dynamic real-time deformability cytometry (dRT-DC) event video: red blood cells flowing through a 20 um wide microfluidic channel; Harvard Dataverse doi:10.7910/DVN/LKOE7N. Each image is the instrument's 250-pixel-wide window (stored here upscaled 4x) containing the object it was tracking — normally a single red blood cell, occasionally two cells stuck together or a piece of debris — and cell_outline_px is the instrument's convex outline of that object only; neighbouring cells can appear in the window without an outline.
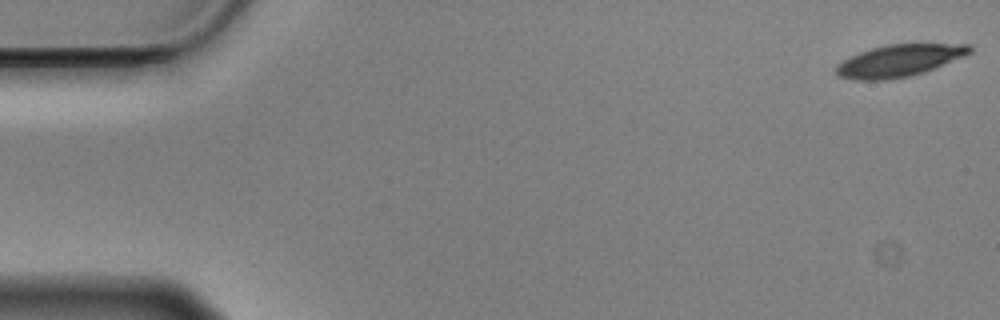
{"species": "Egyptian fruit bat (a non-hibernating species)", "species_latin": "Rousettus aegyptiacus", "temperature_condition": "cold", "stored_images_in_passage": 57, "camera_frame_rate_fps": 3000, "um_per_image_px": 0.085, "animal": {"sex": "male"}, "frame": {"image": 1, "passage_image": 1, "time_ms": 0.0, "image_size_px": [1000, 320], "cell_outline_px": [[972, 52], [964, 56], [924, 72], [912, 76], [888, 80], [856, 80], [840, 76], [836, 72], [836, 64], [860, 52], [872, 48], [888, 44], [972, 44]], "centroid_in_image_um": [76.45, 5.16], "position_along_channel_um": 8.5, "area_um2": 24.8}}
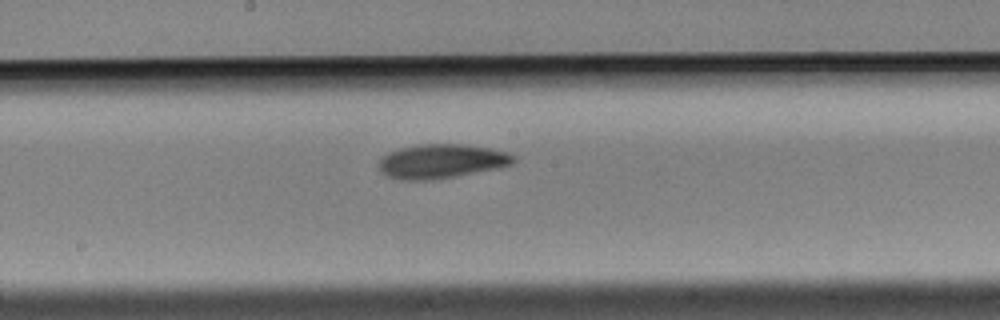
{"frame": {"image": 2, "passage_image": 30, "time_ms": 9.667, "image_size_px": [1000, 320], "cell_outline_px": [[516, 160], [512, 164], [500, 168], [456, 176], [432, 180], [400, 180], [388, 176], [380, 172], [380, 160], [388, 152], [400, 148], [420, 144], [460, 144], [492, 148], [508, 152], [516, 156]], "centroid_in_image_um": [37.57, 13.71], "position_along_channel_um": 210.6, "area_um2": 26.99}}
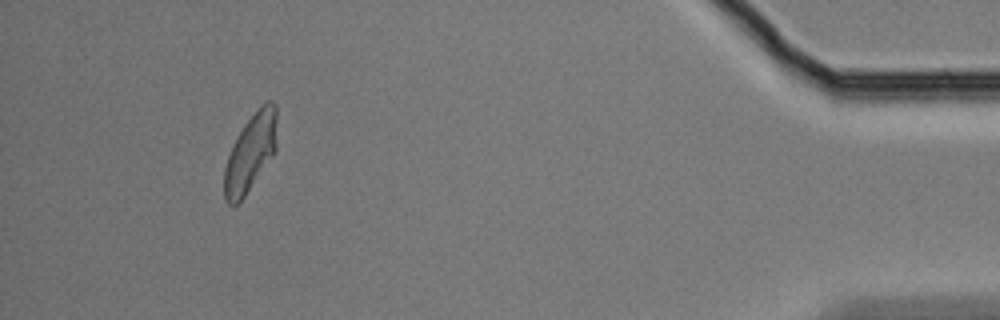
{"frame": {"image": 3, "passage_image": 53, "time_ms": 17.333, "image_size_px": [1000, 320], "cell_outline_px": [[276, 152], [244, 196], [236, 204], [228, 204], [224, 200], [224, 168], [232, 144], [244, 124], [260, 104], [268, 100], [272, 100], [276, 104]], "centroid_in_image_um": [21.3, 12.94], "position_along_channel_um": 413.9, "area_um2": 23.87}, "authors_computed_cell_mechanics": {"area_um2": 26.01, "velocity_mm_per_s": 3.4944, "shape_relaxation_time_tau1_ms": 3.3219, "shape_relaxation_time_tau2_ms": null, "deformation_change_tau1": 0.1326, "deformation_change_tau2": null}}